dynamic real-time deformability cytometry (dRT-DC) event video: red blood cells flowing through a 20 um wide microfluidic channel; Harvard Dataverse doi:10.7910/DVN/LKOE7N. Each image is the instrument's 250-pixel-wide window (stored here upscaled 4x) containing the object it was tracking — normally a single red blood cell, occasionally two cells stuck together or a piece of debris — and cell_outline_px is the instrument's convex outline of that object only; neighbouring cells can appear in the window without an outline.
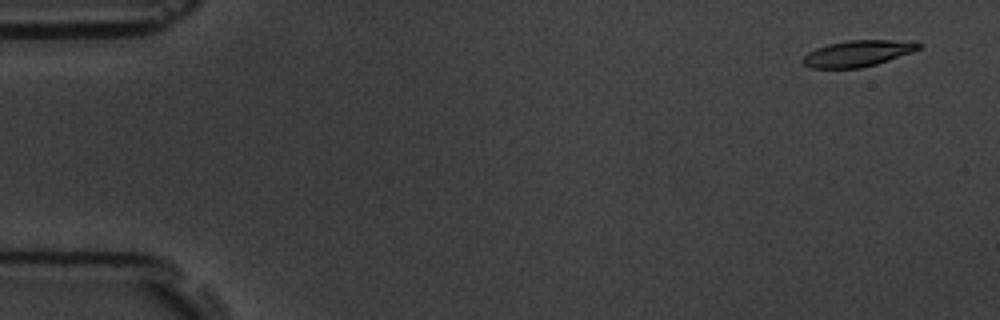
{"species": "common noctule bat (a hibernating species)", "species_latin": "Nyctalus noctula", "temperature_condition": "room temperature", "stored_images_in_passage": 8, "camera_frame_rate_fps": 3000, "um_per_image_px": 0.085, "animal": {"sex": "male", "body_mass_g": 19.5, "forearm_length_mm": 54.6}, "frame": {"image": 1, "passage_image": 1, "time_ms": 0.0, "image_size_px": [1000, 320], "cell_outline_px": [[920, 48], [912, 52], [876, 64], [860, 68], [812, 68], [804, 64], [800, 60], [808, 52], [816, 48], [828, 44], [848, 40], [916, 40], [920, 44]], "centroid_in_image_um": [72.92, 4.53], "position_along_channel_um": 12.1, "area_um2": 17.74}}
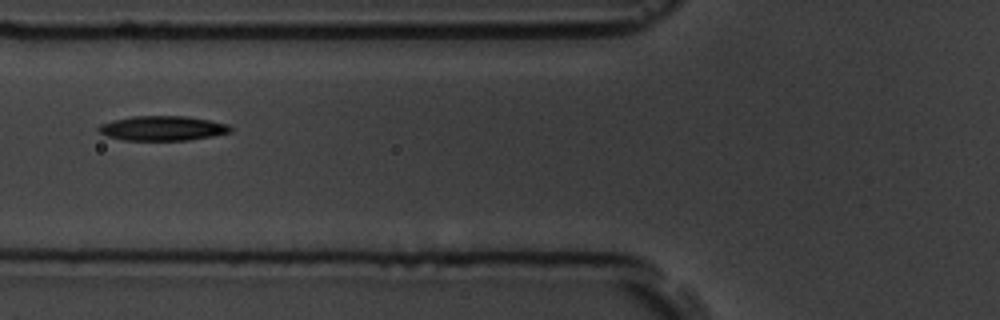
{"frame": {"image": 2, "passage_image": 6, "time_ms": 6.333, "image_size_px": [1000, 320], "cell_outline_px": [[232, 132], [212, 136], [188, 140], [124, 140], [108, 136], [96, 132], [96, 128], [100, 124], [112, 120], [132, 116], [188, 116], [228, 124], [232, 128]], "centroid_in_image_um": [13.78, 10.9], "position_along_channel_um": 112.0, "area_um2": 19.07}}
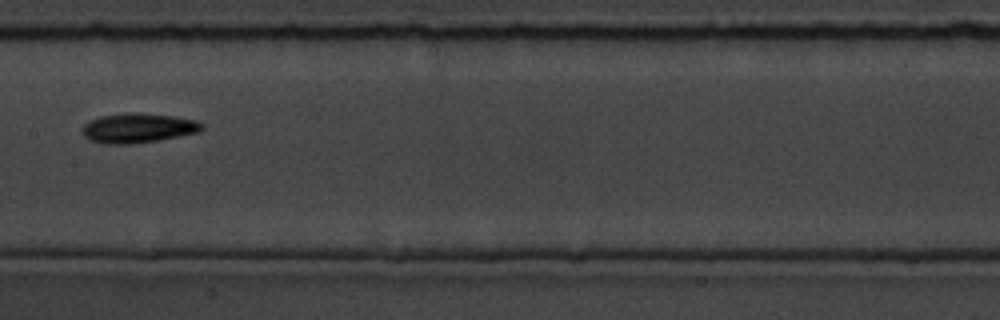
{"frame": {"image": 3, "passage_image": 8, "time_ms": 8.667, "image_size_px": [1000, 320], "cell_outline_px": [[204, 128], [200, 132], [156, 140], [128, 144], [104, 144], [88, 140], [80, 132], [80, 128], [88, 120], [100, 116], [132, 112], [176, 116], [196, 120], [204, 124]], "centroid_in_image_um": [11.69, 10.88], "position_along_channel_um": 195.7, "area_um2": 20.87}}